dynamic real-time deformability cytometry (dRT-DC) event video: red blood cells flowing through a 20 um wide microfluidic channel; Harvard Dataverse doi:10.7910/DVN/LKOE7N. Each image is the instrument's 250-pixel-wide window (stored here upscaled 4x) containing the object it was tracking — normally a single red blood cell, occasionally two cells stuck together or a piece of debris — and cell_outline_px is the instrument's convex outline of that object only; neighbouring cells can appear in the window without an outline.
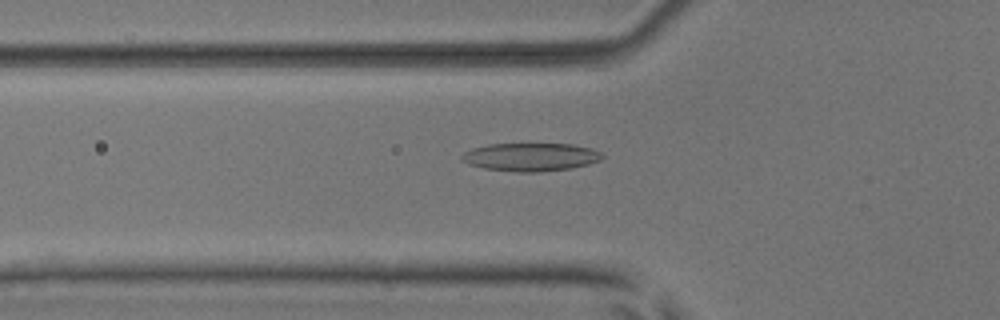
{"species": "common noctule bat (a hibernating species)", "species_latin": "Nyctalus noctula", "temperature_condition": "room temperature", "stored_images_in_passage": 54, "camera_frame_rate_fps": 3000, "um_per_image_px": 0.085, "animal": {"sex": "male", "body_mass_g": 17.9, "forearm_length_mm": 54.2}, "frame": {"image": 1, "passage_image": 19, "time_ms": 6.0, "image_size_px": [1000, 320], "cell_outline_px": [[604, 156], [600, 160], [588, 164], [572, 168], [536, 172], [516, 172], [484, 168], [468, 164], [460, 160], [460, 156], [464, 152], [472, 148], [488, 144], [572, 144], [592, 148], [600, 152]], "centroid_in_image_um": [45.08, 13.34], "position_along_channel_um": 80.7, "area_um2": 23.12}}
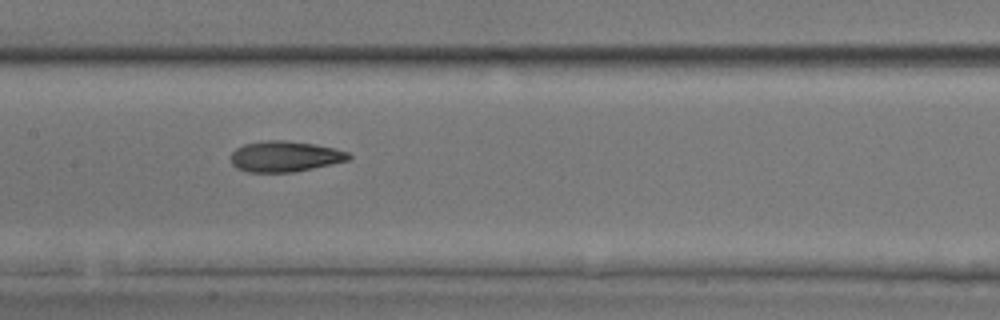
{"frame": {"image": 2, "passage_image": 27, "time_ms": 8.667, "image_size_px": [1000, 320], "cell_outline_px": [[352, 156], [348, 160], [332, 164], [292, 172], [248, 172], [236, 168], [232, 164], [232, 152], [236, 148], [244, 144], [268, 140], [284, 140], [316, 144], [336, 148], [348, 152]], "centroid_in_image_um": [24.23, 13.29], "position_along_channel_um": 183.2, "area_um2": 21.1}}
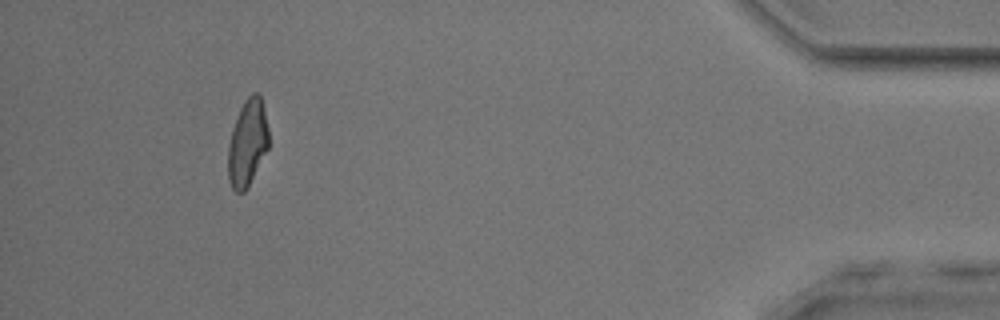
{"frame": {"image": 3, "passage_image": 50, "time_ms": 16.333, "image_size_px": [1000, 320], "cell_outline_px": [[268, 148], [244, 192], [236, 192], [232, 188], [228, 180], [228, 144], [240, 108], [244, 100], [252, 92], [256, 92], [260, 96], [264, 108], [268, 128]], "centroid_in_image_um": [21.03, 12.13], "position_along_channel_um": 414.2, "area_um2": 20.17}, "authors_computed_cell_mechanics": {"area_um2": 21.1837, "velocity_mm_per_s": 3.8288, "shape_relaxation_time_tau1_ms": 6.6383, "shape_relaxation_time_tau2_ms": 1.884, "deformation_change_tau1": 0.2086, "deformation_change_tau2": 0.0804}}